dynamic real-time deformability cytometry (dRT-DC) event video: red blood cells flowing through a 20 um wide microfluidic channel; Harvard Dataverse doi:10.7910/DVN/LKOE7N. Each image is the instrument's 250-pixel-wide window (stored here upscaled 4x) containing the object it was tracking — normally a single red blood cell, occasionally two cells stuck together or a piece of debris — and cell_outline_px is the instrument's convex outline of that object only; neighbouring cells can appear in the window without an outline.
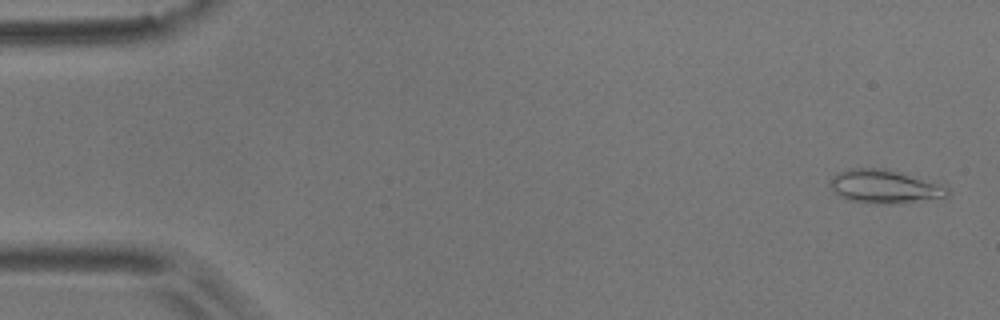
{"species": "common noctule bat (a hibernating species)", "species_latin": "Nyctalus noctula", "temperature_condition": "room temperature", "stored_images_in_passage": 11, "camera_frame_rate_fps": 3000, "um_per_image_px": 0.085, "animal": {"sex": "male", "body_mass_g": 17.9}, "frame": {"image": 1, "passage_image": 2, "time_ms": 0.333, "image_size_px": [1000, 320], "cell_outline_px": [[948, 196], [900, 204], [876, 204], [848, 200], [840, 196], [828, 184], [832, 176], [836, 172], [852, 168], [884, 168], [948, 188]], "centroid_in_image_um": [75.08, 15.87], "position_along_channel_um": 9.9, "area_um2": 22.48}}